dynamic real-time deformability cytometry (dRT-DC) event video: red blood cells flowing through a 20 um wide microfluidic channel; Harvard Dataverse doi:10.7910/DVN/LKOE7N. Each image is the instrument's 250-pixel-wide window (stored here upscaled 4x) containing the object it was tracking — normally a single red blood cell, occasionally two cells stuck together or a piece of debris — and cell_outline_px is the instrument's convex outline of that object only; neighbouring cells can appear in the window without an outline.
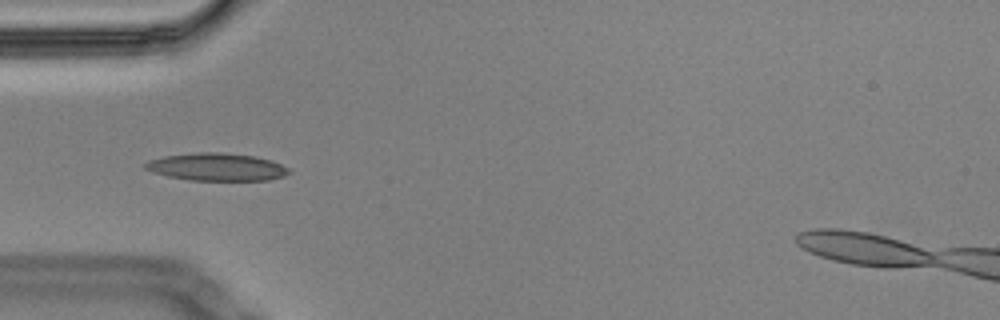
{"species": "Egyptian fruit bat (a non-hibernating species)", "species_latin": "Rousettus aegyptiacus", "temperature_condition": "cold", "stored_images_in_passage": 10, "camera_frame_rate_fps": 3000, "um_per_image_px": 0.085, "animal": {"sex": "male"}, "frame": {"image": 1, "passage_image": 4, "time_ms": 1.0, "image_size_px": [1000, 320], "cell_outline_px": [[292, 172], [284, 176], [268, 180], [188, 180], [168, 176], [152, 172], [144, 168], [144, 164], [148, 160], [164, 156], [200, 152], [220, 152], [256, 156], [272, 160], [288, 168]], "centroid_in_image_um": [18.42, 14.19], "position_along_channel_um": 66.6, "area_um2": 23.18}}
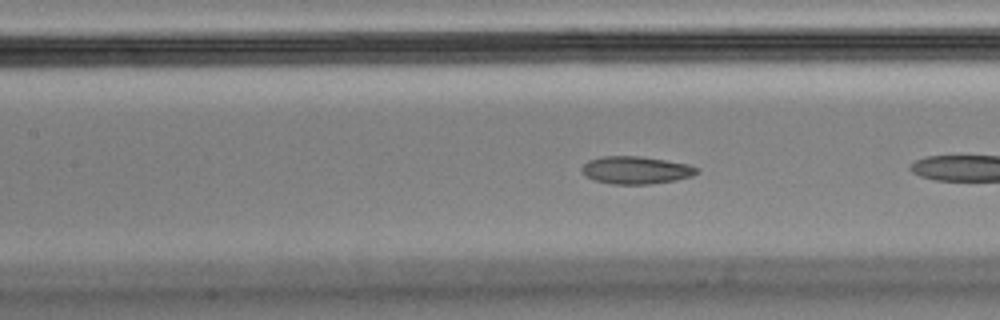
{"frame": {"image": 2, "passage_image": 9, "time_ms": 2.667, "image_size_px": [1000, 320], "cell_outline_px": [[696, 172], [692, 176], [676, 180], [648, 184], [612, 184], [596, 180], [588, 176], [580, 168], [588, 160], [600, 156], [640, 156], [688, 164], [696, 168]], "centroid_in_image_um": [54.03, 14.45], "position_along_channel_um": 153.4, "area_um2": 18.21}}